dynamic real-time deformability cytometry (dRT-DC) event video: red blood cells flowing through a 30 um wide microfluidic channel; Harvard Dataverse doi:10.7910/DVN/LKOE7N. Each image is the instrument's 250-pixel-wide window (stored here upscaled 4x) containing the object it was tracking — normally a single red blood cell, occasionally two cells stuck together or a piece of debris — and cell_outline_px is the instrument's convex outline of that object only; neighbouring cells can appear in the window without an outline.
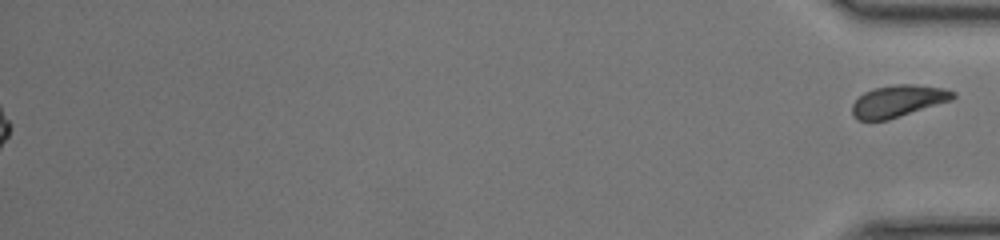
{"species": "common noctule bat (a hibernating species)", "species_latin": "Nyctalus noctula", "temperature_condition": "room temperature", "stored_images_in_passage": 36, "segment_of_instrument_passage": [2, 2], "camera_frame_rate_fps": 3000, "um_per_image_px": 0.085, "animal": {"sex": "female", "body_mass_g": 17.0, "forearm_length_mm": 48.0}, "frame": {"image": 1, "passage_image": 36, "time_ms": 11.667, "image_size_px": [1000, 240], "cell_outline_px": [[956, 96], [952, 100], [888, 120], [860, 120], [852, 112], [852, 104], [864, 92], [872, 88], [896, 84], [912, 84], [944, 88], [956, 92]], "centroid_in_image_um": [76.37, 8.57], "position_along_channel_um": 358.8, "area_um2": 18.67}}